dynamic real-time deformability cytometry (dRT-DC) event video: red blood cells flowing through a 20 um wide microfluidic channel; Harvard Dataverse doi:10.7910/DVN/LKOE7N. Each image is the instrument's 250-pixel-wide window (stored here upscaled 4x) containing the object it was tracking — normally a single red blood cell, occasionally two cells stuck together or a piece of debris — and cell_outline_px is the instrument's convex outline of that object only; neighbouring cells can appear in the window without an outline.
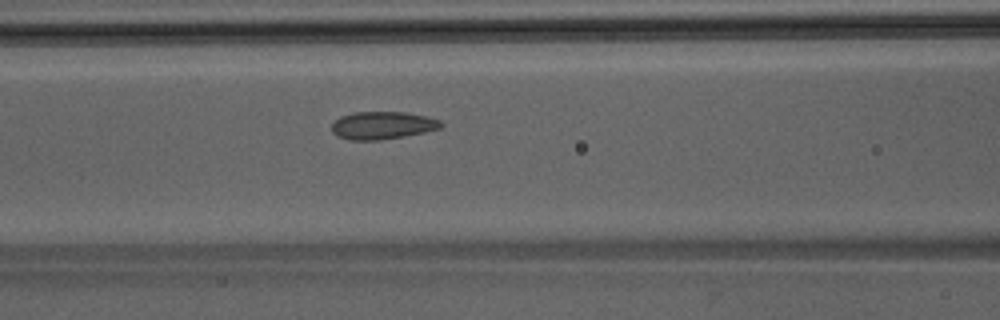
{"species": "Egyptian fruit bat (a non-hibernating species)", "species_latin": "Rousettus aegyptiacus", "temperature_condition": "room temperature", "stored_images_in_passage": 30, "camera_frame_rate_fps": 3000, "um_per_image_px": 0.085, "animal": {"sex": "male"}, "frame": {"image": 1, "passage_image": 5, "time_ms": 1.333, "image_size_px": [1000, 320], "cell_outline_px": [[444, 124], [440, 128], [424, 132], [404, 136], [380, 140], [348, 140], [336, 136], [332, 132], [332, 124], [340, 116], [356, 112], [404, 112], [424, 116], [440, 120]], "centroid_in_image_um": [32.48, 10.66], "position_along_channel_um": 134.1, "area_um2": 17.57}}
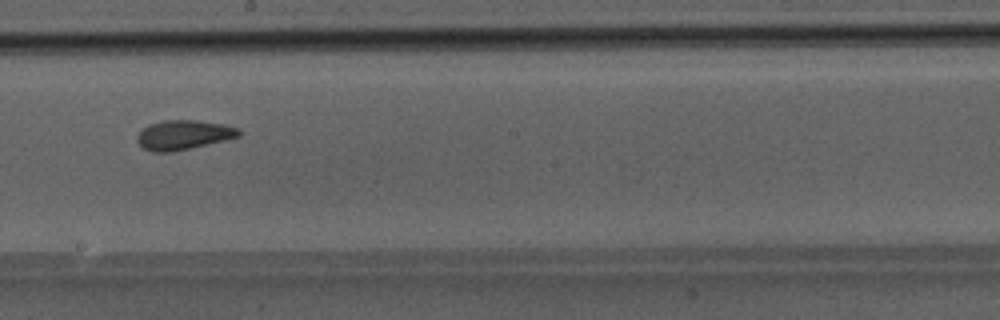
{"frame": {"image": 2, "passage_image": 12, "time_ms": 3.667, "image_size_px": [1000, 320], "cell_outline_px": [[240, 136], [224, 140], [172, 152], [152, 152], [144, 148], [136, 140], [136, 136], [148, 124], [164, 120], [196, 120], [224, 124], [240, 128]], "centroid_in_image_um": [15.59, 11.46], "position_along_channel_um": 232.6, "area_um2": 17.4}}
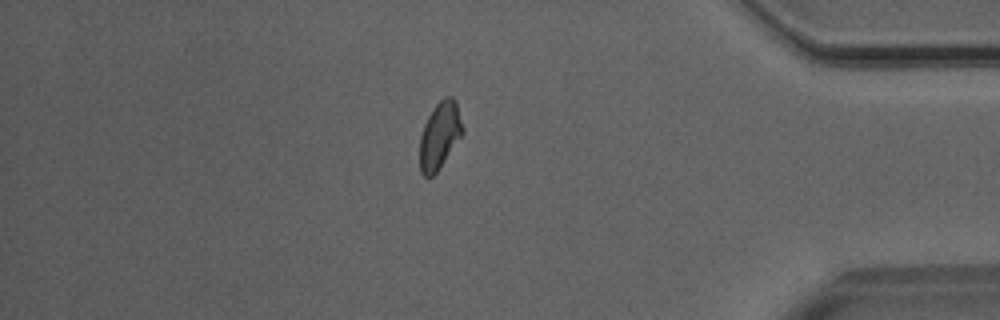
{"frame": {"image": 3, "passage_image": 26, "time_ms": 8.333, "image_size_px": [1000, 320], "cell_outline_px": [[464, 132], [436, 172], [432, 176], [424, 176], [420, 172], [420, 136], [424, 124], [432, 108], [444, 96], [452, 96], [456, 100], [464, 128]], "centroid_in_image_um": [37.38, 11.46], "position_along_channel_um": 397.8, "area_um2": 16.7}}